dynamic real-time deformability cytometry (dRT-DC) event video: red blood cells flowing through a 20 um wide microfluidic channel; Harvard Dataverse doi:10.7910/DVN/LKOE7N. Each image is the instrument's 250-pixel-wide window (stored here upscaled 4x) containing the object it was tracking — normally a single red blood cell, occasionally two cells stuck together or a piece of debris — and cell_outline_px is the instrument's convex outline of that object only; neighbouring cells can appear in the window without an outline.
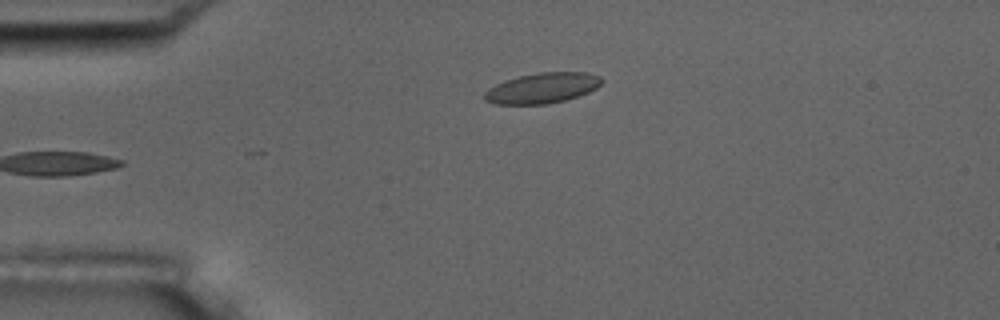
{"species": "common noctule bat (a hibernating species)", "species_latin": "Nyctalus noctula", "temperature_condition": "room temperature", "stored_images_in_passage": 6, "camera_frame_rate_fps": 3000, "um_per_image_px": 0.085, "animal": {"sex": "male", "body_mass_g": 17.5, "forearm_length_mm": 52.3}, "frame": {"image": 1, "passage_image": 6, "time_ms": 5.667, "image_size_px": [1000, 320], "cell_outline_px": [[604, 80], [596, 88], [588, 92], [564, 100], [544, 104], [496, 104], [484, 100], [484, 92], [488, 88], [504, 80], [520, 76], [540, 72], [588, 72], [600, 76]], "centroid_in_image_um": [46.08, 7.47], "position_along_channel_um": 38.9, "area_um2": 20.69}}